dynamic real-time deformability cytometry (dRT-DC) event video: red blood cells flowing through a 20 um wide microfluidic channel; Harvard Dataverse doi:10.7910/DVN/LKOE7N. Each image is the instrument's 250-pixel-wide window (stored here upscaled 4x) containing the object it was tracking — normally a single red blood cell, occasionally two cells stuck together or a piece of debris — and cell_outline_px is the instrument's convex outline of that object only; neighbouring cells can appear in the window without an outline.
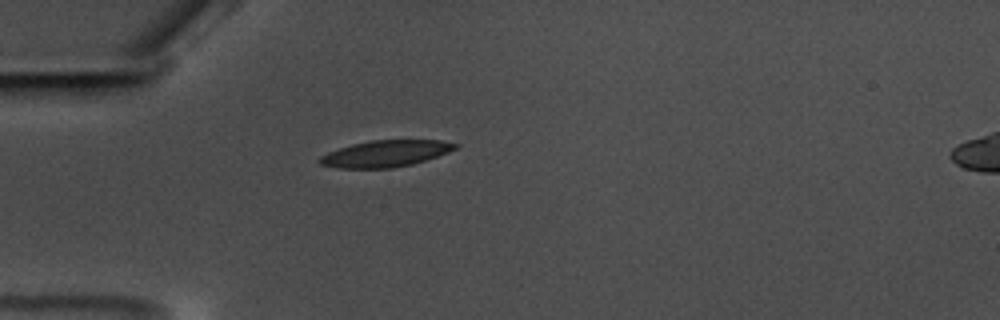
{"species": "common noctule bat (a hibernating species)", "species_latin": "Nyctalus noctula", "temperature_condition": "warm", "stored_images_in_passage": 42, "camera_frame_rate_fps": 3000, "um_per_image_px": 0.085, "animal": {"sex": "male", "body_mass_g": 17.5, "forearm_length_mm": 52.3}, "frame": {"image": 1, "passage_image": 1, "time_ms": 0.0, "image_size_px": [1000, 320], "cell_outline_px": [[460, 144], [456, 148], [448, 152], [412, 164], [392, 168], [340, 168], [320, 164], [316, 160], [320, 156], [328, 152], [352, 144], [372, 140], [440, 140]], "centroid_in_image_um": [32.74, 13.05], "position_along_channel_um": 52.3, "area_um2": 20.81}}
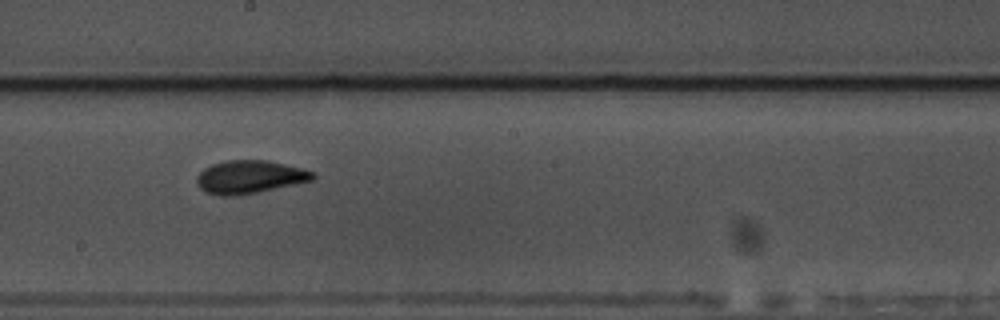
{"frame": {"image": 2, "passage_image": 17, "time_ms": 5.333, "image_size_px": [1000, 320], "cell_outline_px": [[316, 176], [312, 180], [256, 192], [236, 196], [220, 196], [204, 192], [200, 188], [196, 180], [196, 176], [204, 168], [212, 164], [228, 160], [268, 160], [316, 172]], "centroid_in_image_um": [21.19, 15.04], "position_along_channel_um": 227.0, "area_um2": 22.25}}
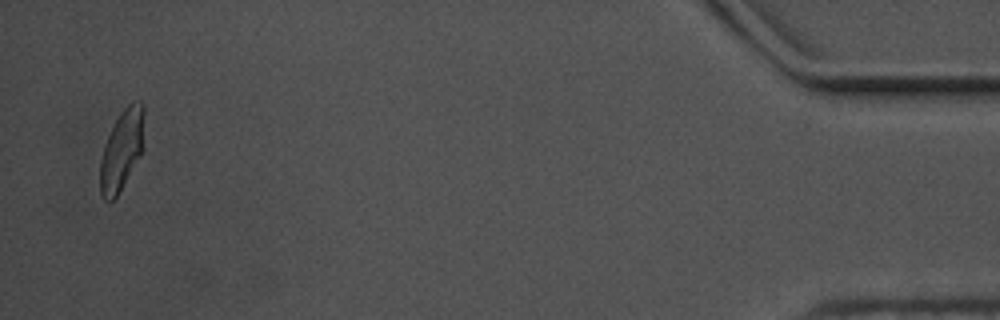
{"frame": {"image": 3, "passage_image": 41, "time_ms": 13.333, "image_size_px": [1000, 320], "cell_outline_px": [[144, 148], [140, 156], [116, 196], [112, 200], [104, 200], [100, 196], [100, 160], [104, 144], [116, 120], [124, 108], [132, 100], [140, 100], [144, 104]], "centroid_in_image_um": [10.37, 12.7], "position_along_channel_um": 424.8, "area_um2": 20.75}, "authors_computed_cell_mechanics": {"area_um2": 21.4149, "velocity_mm_per_s": 3.4989, "shape_relaxation_time_tau1_ms": 3.969, "shape_relaxation_time_tau2_ms": 2.42, "deformation_change_tau1": 0.1462, "deformation_change_tau2": 0.0897}}